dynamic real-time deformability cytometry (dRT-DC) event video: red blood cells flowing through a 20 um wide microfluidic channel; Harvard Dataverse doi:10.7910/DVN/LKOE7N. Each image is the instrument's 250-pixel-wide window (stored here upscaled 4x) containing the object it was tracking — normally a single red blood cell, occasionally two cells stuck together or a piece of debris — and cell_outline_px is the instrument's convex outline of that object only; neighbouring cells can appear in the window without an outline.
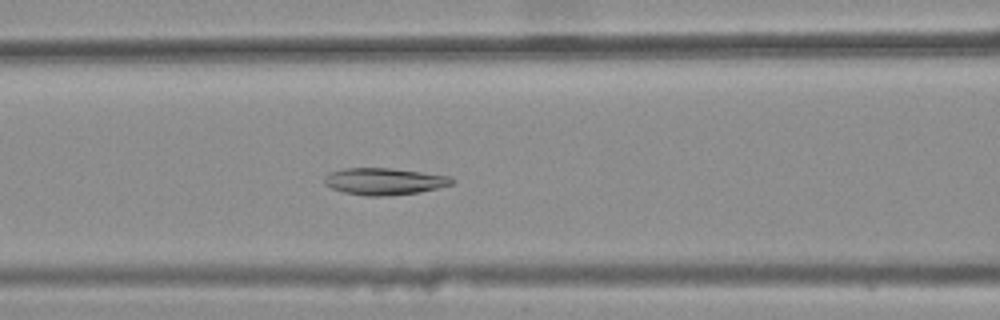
{"species": "common noctule bat (a hibernating species)", "species_latin": "Nyctalus noctula", "temperature_condition": "warm", "stored_images_in_passage": 44, "camera_frame_rate_fps": 3000, "um_per_image_px": 0.085, "animal": {"sex": "female", "body_mass_g": 25.1}, "frame": {"image": 1, "passage_image": 22, "time_ms": 7.0, "image_size_px": [1000, 320], "cell_outline_px": [[456, 180], [452, 184], [420, 192], [388, 196], [364, 196], [344, 192], [332, 188], [324, 184], [324, 176], [332, 172], [344, 168], [388, 168], [420, 172], [448, 176]], "centroid_in_image_um": [32.64, 15.42], "position_along_channel_um": 134.0, "area_um2": 19.83}}
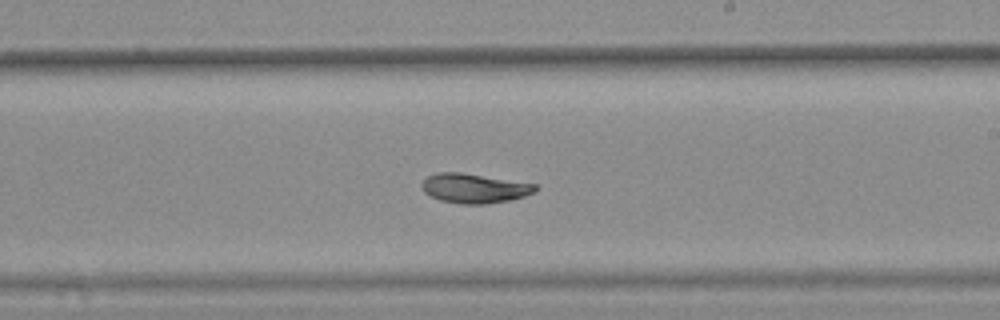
{"frame": {"image": 2, "passage_image": 31, "time_ms": 10.0, "image_size_px": [1000, 320], "cell_outline_px": [[536, 192], [524, 196], [508, 200], [488, 204], [460, 204], [440, 200], [424, 192], [424, 180], [428, 176], [436, 172], [460, 172], [536, 184]], "centroid_in_image_um": [40.33, 16.01], "position_along_channel_um": 248.7, "area_um2": 19.25}}
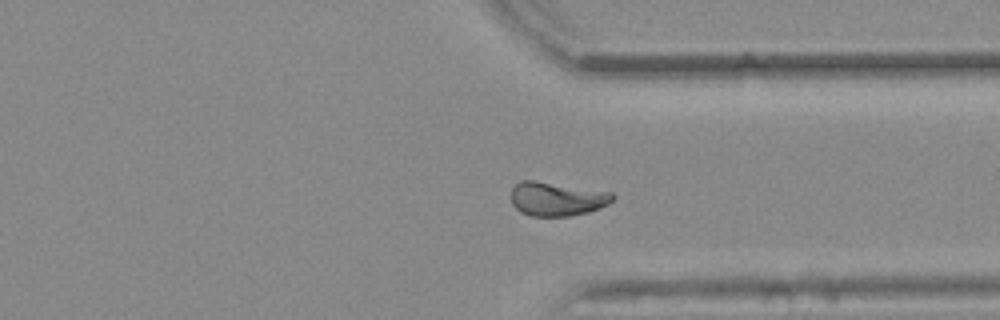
{"frame": {"image": 3, "passage_image": 40, "time_ms": 13.0, "image_size_px": [1000, 320], "cell_outline_px": [[616, 196], [608, 204], [600, 208], [588, 212], [572, 216], [532, 216], [520, 212], [512, 204], [512, 188], [520, 180], [532, 180], [612, 192]], "centroid_in_image_um": [47.34, 16.91], "position_along_channel_um": 364.1, "area_um2": 20.06}, "authors_computed_cell_mechanics": {"area_um2": 20.1722, "velocity_mm_per_s": 3.8335, "shape_relaxation_time_tau1_ms": null, "shape_relaxation_time_tau2_ms": 2.5608, "deformation_change_tau1": null, "deformation_change_tau2": 0.0589}}